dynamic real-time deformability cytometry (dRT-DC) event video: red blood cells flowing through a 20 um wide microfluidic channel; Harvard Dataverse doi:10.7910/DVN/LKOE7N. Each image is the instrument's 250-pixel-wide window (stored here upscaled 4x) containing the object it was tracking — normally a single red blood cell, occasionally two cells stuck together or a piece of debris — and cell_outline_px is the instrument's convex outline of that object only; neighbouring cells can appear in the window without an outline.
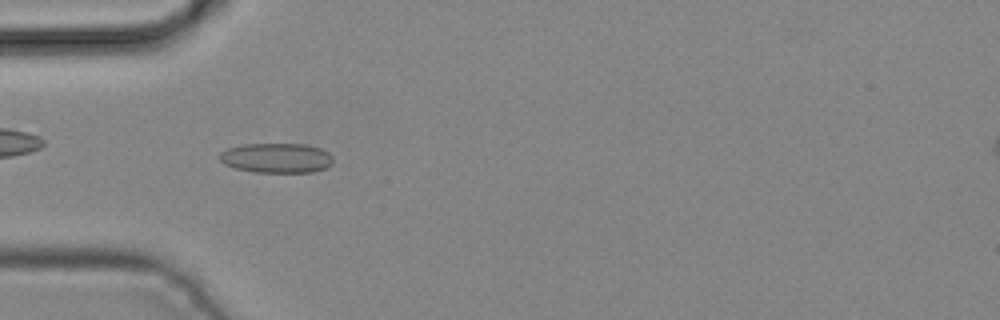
{"species": "common noctule bat (a hibernating species)", "species_latin": "Nyctalus noctula", "temperature_condition": "cold", "stored_images_in_passage": 3, "camera_frame_rate_fps": 3000, "um_per_image_px": 0.085, "animal": {"sex": "male", "body_mass_g": 19.2, "forearm_length_mm": 51.8}, "frame": {"image": 1, "passage_image": 3, "time_ms": 0.667, "image_size_px": [1000, 320], "cell_outline_px": [[332, 164], [324, 168], [312, 172], [256, 172], [236, 168], [224, 164], [220, 160], [220, 152], [228, 148], [244, 144], [304, 144], [320, 148], [328, 152], [332, 156]], "centroid_in_image_um": [23.51, 13.42], "position_along_channel_um": 61.5, "area_um2": 19.59}}